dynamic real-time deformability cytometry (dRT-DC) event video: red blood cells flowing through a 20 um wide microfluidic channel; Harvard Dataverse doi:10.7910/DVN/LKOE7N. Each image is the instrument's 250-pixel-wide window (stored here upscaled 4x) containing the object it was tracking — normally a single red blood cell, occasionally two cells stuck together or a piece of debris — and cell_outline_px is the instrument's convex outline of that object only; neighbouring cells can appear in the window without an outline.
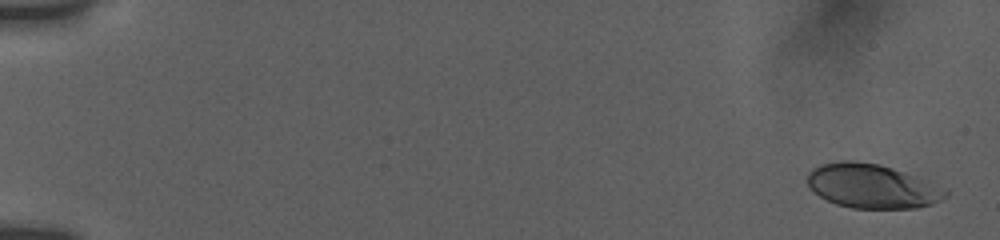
{"species": "human", "species_latin": "Homo sapiens", "temperature_condition": "room temperature", "stored_images_in_passage": 24, "camera_frame_rate_fps": 3000, "um_per_image_px": 0.085, "donor": {"sex": "female"}, "frame": {"image": 1, "passage_image": 1, "time_ms": 0.0, "image_size_px": [1000, 240], "cell_outline_px": [[948, 196], [932, 204], [916, 208], [852, 208], [836, 204], [820, 196], [808, 184], [808, 172], [812, 168], [820, 164], [844, 160], [852, 160], [880, 164], [916, 176], [948, 188]], "centroid_in_image_um": [74.17, 15.81], "position_along_channel_um": 10.8, "area_um2": 35.6}}
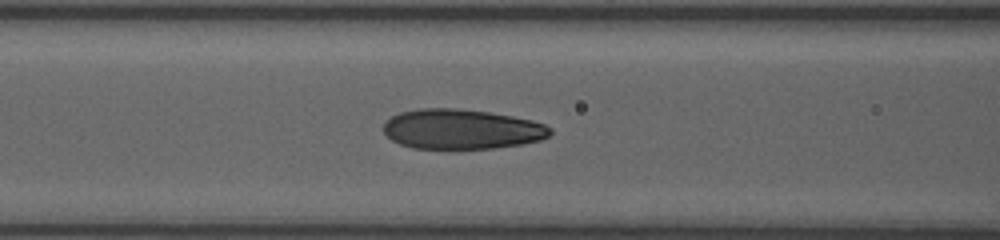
{"frame": {"image": 2, "passage_image": 14, "time_ms": 7.667, "image_size_px": [1000, 240], "cell_outline_px": [[552, 132], [548, 136], [540, 140], [524, 144], [492, 148], [412, 148], [400, 144], [392, 140], [384, 132], [384, 124], [392, 116], [400, 112], [420, 108], [456, 108], [488, 112], [512, 116], [532, 120], [544, 124], [552, 128]], "centroid_in_image_um": [39.25, 10.97], "position_along_channel_um": 127.3, "area_um2": 38.67}}
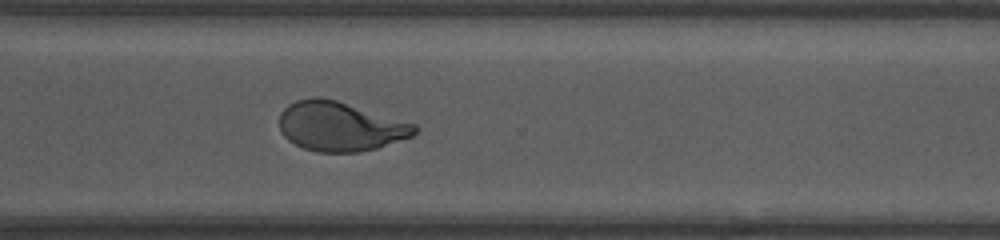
{"frame": {"image": 3, "passage_image": 24, "time_ms": 13.333, "image_size_px": [1000, 240], "cell_outline_px": [[420, 128], [412, 136], [376, 148], [356, 152], [316, 152], [304, 148], [288, 140], [280, 132], [280, 112], [288, 104], [296, 100], [316, 96], [336, 100], [416, 124]], "centroid_in_image_um": [28.89, 10.74], "position_along_channel_um": 341.7, "area_um2": 38.84}}